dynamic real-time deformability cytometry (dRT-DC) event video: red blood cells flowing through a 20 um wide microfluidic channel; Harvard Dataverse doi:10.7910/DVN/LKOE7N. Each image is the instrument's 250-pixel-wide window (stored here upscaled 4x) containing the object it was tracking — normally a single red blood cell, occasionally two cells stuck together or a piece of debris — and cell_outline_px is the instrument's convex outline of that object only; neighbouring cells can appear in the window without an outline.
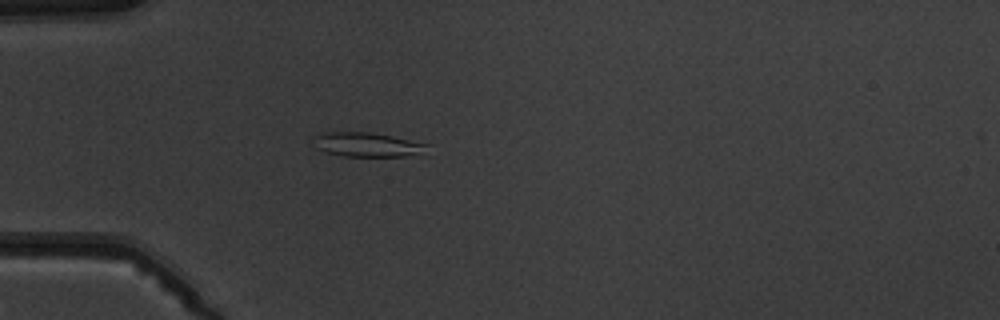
{"species": "common noctule bat (a hibernating species)", "species_latin": "Nyctalus noctula", "temperature_condition": "warm", "stored_images_in_passage": 4, "camera_frame_rate_fps": 3000, "um_per_image_px": 0.085, "animal": {"sex": "male", "body_mass_g": 19.5, "forearm_length_mm": 54.6}, "frame": {"image": 1, "passage_image": 4, "time_ms": 5.333, "image_size_px": [1000, 320], "cell_outline_px": [[432, 144], [404, 156], [344, 156], [324, 152], [316, 148], [312, 136], [320, 132], [368, 132]], "centroid_in_image_um": [31.03, 12.27], "position_along_channel_um": 54.0, "area_um2": 15.66}}